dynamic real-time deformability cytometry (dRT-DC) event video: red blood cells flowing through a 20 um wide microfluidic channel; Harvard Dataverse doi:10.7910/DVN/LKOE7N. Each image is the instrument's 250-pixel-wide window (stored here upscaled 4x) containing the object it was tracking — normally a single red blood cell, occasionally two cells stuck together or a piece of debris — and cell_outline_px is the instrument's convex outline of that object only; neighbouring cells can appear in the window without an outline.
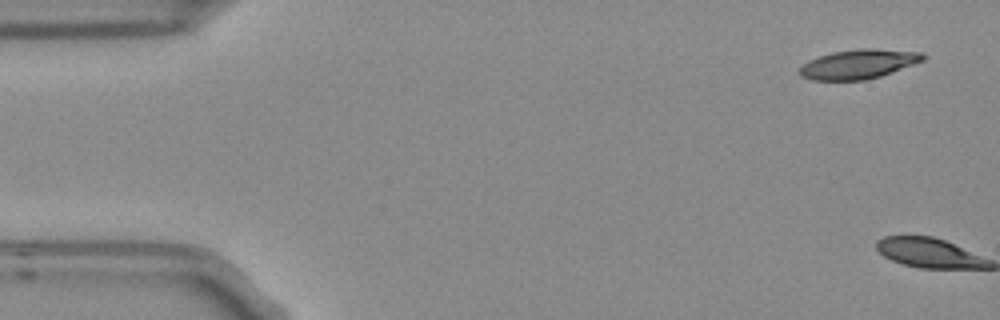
{"species": "Egyptian fruit bat (a non-hibernating species)", "species_latin": "Rousettus aegyptiacus", "temperature_condition": "room temperature", "stored_images_in_passage": 5, "segment_of_instrument_passage": [2, 2], "camera_frame_rate_fps": 3000, "um_per_image_px": 0.085, "frame": {"image": 1, "passage_image": 5, "time_ms": 1.333, "image_size_px": [1000, 320], "cell_outline_px": [[928, 56], [924, 60], [880, 76], [864, 80], [812, 80], [800, 76], [800, 68], [808, 60], [832, 52], [860, 48], [872, 48], [924, 52]], "centroid_in_image_um": [73.0, 5.44], "position_along_channel_um": 12.0, "area_um2": 21.1}}